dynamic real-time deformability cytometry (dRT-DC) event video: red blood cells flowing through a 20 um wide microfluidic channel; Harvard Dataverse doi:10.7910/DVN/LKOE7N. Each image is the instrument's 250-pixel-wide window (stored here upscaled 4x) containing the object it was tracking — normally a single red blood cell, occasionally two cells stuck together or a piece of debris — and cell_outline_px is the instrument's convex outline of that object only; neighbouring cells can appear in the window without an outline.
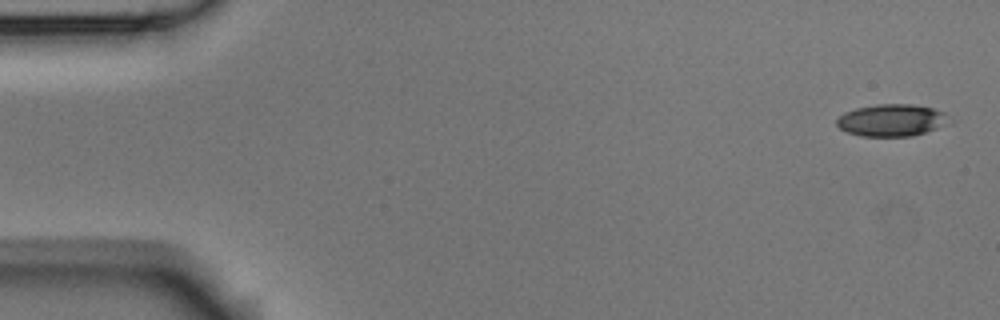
{"species": "Egyptian fruit bat (a non-hibernating species)", "species_latin": "Rousettus aegyptiacus", "temperature_condition": "room temperature", "stored_images_in_passage": 4, "camera_frame_rate_fps": 3000, "um_per_image_px": 0.085, "animal": {"sex": "male"}, "frame": {"image": 1, "passage_image": 1, "time_ms": 0.0, "image_size_px": [1000, 320], "cell_outline_px": [[956, 120], [952, 124], [912, 136], [860, 136], [848, 132], [840, 128], [836, 124], [836, 120], [844, 112], [856, 108], [876, 104], [912, 104], [932, 108], [944, 112]], "centroid_in_image_um": [75.89, 10.22], "position_along_channel_um": 9.1, "area_um2": 21.44}}